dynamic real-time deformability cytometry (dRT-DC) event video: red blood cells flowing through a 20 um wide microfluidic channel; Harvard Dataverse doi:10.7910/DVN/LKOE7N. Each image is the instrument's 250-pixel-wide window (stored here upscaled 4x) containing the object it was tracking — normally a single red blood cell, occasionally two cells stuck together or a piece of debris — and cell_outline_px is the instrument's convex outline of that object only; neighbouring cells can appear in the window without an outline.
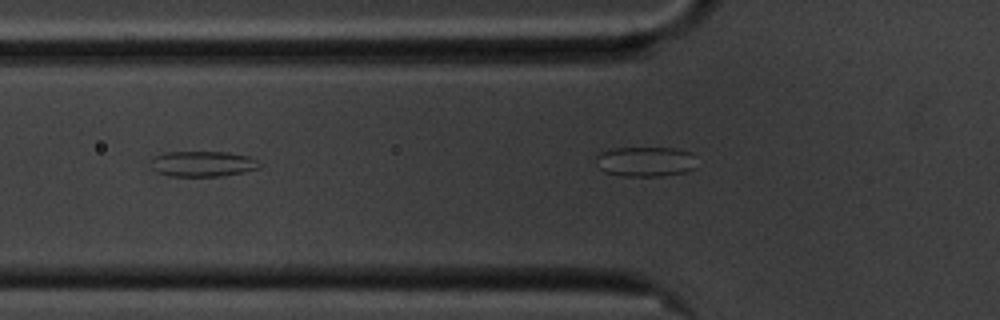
{"species": "common noctule bat (a hibernating species)", "species_latin": "Nyctalus noctula", "temperature_condition": "cold", "stored_images_in_passage": 29, "camera_frame_rate_fps": 3000, "um_per_image_px": 0.085, "animal": {"sex": "male", "body_mass_g": 20.1, "forearm_length_mm": 53.5}, "frame": {"image": 1, "passage_image": 13, "time_ms": 4.0, "image_size_px": [1000, 320], "cell_outline_px": [[264, 164], [260, 168], [244, 172], [220, 176], [172, 176], [156, 172], [152, 168], [148, 160], [152, 156], [164, 152], [228, 152], [248, 156]], "centroid_in_image_um": [17.2, 13.92], "position_along_channel_um": 108.6, "area_um2": 16.47}}
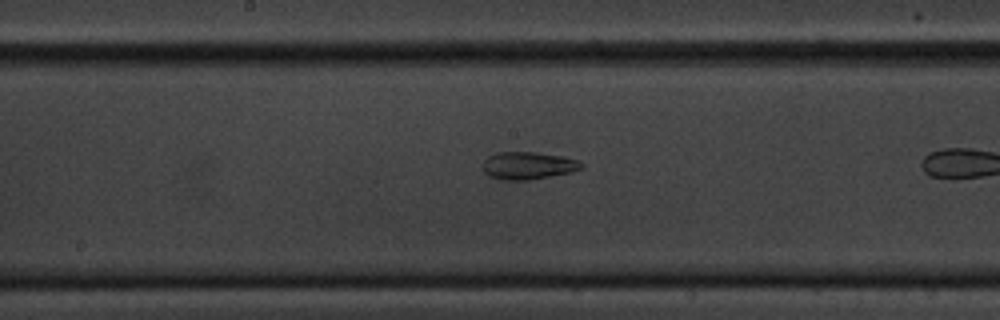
{"frame": {"image": 2, "passage_image": 21, "time_ms": 6.667, "image_size_px": [1000, 320], "cell_outline_px": [[584, 168], [568, 172], [528, 180], [500, 180], [484, 172], [484, 160], [488, 156], [496, 152], [536, 152], [560, 156], [576, 160], [584, 164]], "centroid_in_image_um": [44.86, 14.07], "position_along_channel_um": 203.3, "area_um2": 15.55}}